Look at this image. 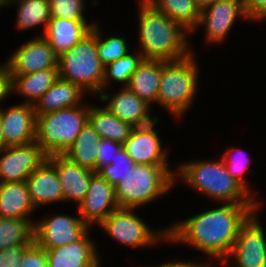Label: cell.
<instances>
[{
    "instance_id": "obj_38",
    "label": "cell",
    "mask_w": 266,
    "mask_h": 267,
    "mask_svg": "<svg viewBox=\"0 0 266 267\" xmlns=\"http://www.w3.org/2000/svg\"><path fill=\"white\" fill-rule=\"evenodd\" d=\"M29 246L20 245L0 250V267H20L25 250Z\"/></svg>"
},
{
    "instance_id": "obj_42",
    "label": "cell",
    "mask_w": 266,
    "mask_h": 267,
    "mask_svg": "<svg viewBox=\"0 0 266 267\" xmlns=\"http://www.w3.org/2000/svg\"><path fill=\"white\" fill-rule=\"evenodd\" d=\"M218 0H196L198 7L203 10Z\"/></svg>"
},
{
    "instance_id": "obj_3",
    "label": "cell",
    "mask_w": 266,
    "mask_h": 267,
    "mask_svg": "<svg viewBox=\"0 0 266 267\" xmlns=\"http://www.w3.org/2000/svg\"><path fill=\"white\" fill-rule=\"evenodd\" d=\"M178 176V177H177ZM182 179L197 192L225 204H260L256 195L250 193L227 170L224 160L212 162L197 160L181 164L175 171L174 183ZM253 194V195H252Z\"/></svg>"
},
{
    "instance_id": "obj_15",
    "label": "cell",
    "mask_w": 266,
    "mask_h": 267,
    "mask_svg": "<svg viewBox=\"0 0 266 267\" xmlns=\"http://www.w3.org/2000/svg\"><path fill=\"white\" fill-rule=\"evenodd\" d=\"M158 119L145 126L134 127L129 138L122 144L135 164L168 166V151L163 149L159 132L155 129Z\"/></svg>"
},
{
    "instance_id": "obj_34",
    "label": "cell",
    "mask_w": 266,
    "mask_h": 267,
    "mask_svg": "<svg viewBox=\"0 0 266 267\" xmlns=\"http://www.w3.org/2000/svg\"><path fill=\"white\" fill-rule=\"evenodd\" d=\"M84 0H49L50 17L86 20Z\"/></svg>"
},
{
    "instance_id": "obj_5",
    "label": "cell",
    "mask_w": 266,
    "mask_h": 267,
    "mask_svg": "<svg viewBox=\"0 0 266 267\" xmlns=\"http://www.w3.org/2000/svg\"><path fill=\"white\" fill-rule=\"evenodd\" d=\"M174 176L170 166L135 164L115 185L119 207L136 209L155 201L174 187Z\"/></svg>"
},
{
    "instance_id": "obj_21",
    "label": "cell",
    "mask_w": 266,
    "mask_h": 267,
    "mask_svg": "<svg viewBox=\"0 0 266 267\" xmlns=\"http://www.w3.org/2000/svg\"><path fill=\"white\" fill-rule=\"evenodd\" d=\"M95 22L87 23V20H68L51 17L43 37L48 41L54 53L60 56L74 47L86 34H88Z\"/></svg>"
},
{
    "instance_id": "obj_31",
    "label": "cell",
    "mask_w": 266,
    "mask_h": 267,
    "mask_svg": "<svg viewBox=\"0 0 266 267\" xmlns=\"http://www.w3.org/2000/svg\"><path fill=\"white\" fill-rule=\"evenodd\" d=\"M143 60L144 57L140 52L134 54L128 52L124 57L106 65L102 81V91L106 90L104 87L108 86L112 80L126 87L131 75Z\"/></svg>"
},
{
    "instance_id": "obj_4",
    "label": "cell",
    "mask_w": 266,
    "mask_h": 267,
    "mask_svg": "<svg viewBox=\"0 0 266 267\" xmlns=\"http://www.w3.org/2000/svg\"><path fill=\"white\" fill-rule=\"evenodd\" d=\"M194 53L179 60L162 61L157 104L178 119L190 109L197 93L199 69Z\"/></svg>"
},
{
    "instance_id": "obj_8",
    "label": "cell",
    "mask_w": 266,
    "mask_h": 267,
    "mask_svg": "<svg viewBox=\"0 0 266 267\" xmlns=\"http://www.w3.org/2000/svg\"><path fill=\"white\" fill-rule=\"evenodd\" d=\"M134 212V209L119 208L110 213L98 227L113 240L132 248H147L160 241L168 242L167 227L155 231Z\"/></svg>"
},
{
    "instance_id": "obj_26",
    "label": "cell",
    "mask_w": 266,
    "mask_h": 267,
    "mask_svg": "<svg viewBox=\"0 0 266 267\" xmlns=\"http://www.w3.org/2000/svg\"><path fill=\"white\" fill-rule=\"evenodd\" d=\"M88 122L100 138L124 143L134 126L113 115L105 106H89Z\"/></svg>"
},
{
    "instance_id": "obj_30",
    "label": "cell",
    "mask_w": 266,
    "mask_h": 267,
    "mask_svg": "<svg viewBox=\"0 0 266 267\" xmlns=\"http://www.w3.org/2000/svg\"><path fill=\"white\" fill-rule=\"evenodd\" d=\"M0 217V250L34 242V220Z\"/></svg>"
},
{
    "instance_id": "obj_19",
    "label": "cell",
    "mask_w": 266,
    "mask_h": 267,
    "mask_svg": "<svg viewBox=\"0 0 266 267\" xmlns=\"http://www.w3.org/2000/svg\"><path fill=\"white\" fill-rule=\"evenodd\" d=\"M96 248L87 232L77 242L45 250L48 267H100Z\"/></svg>"
},
{
    "instance_id": "obj_17",
    "label": "cell",
    "mask_w": 266,
    "mask_h": 267,
    "mask_svg": "<svg viewBox=\"0 0 266 267\" xmlns=\"http://www.w3.org/2000/svg\"><path fill=\"white\" fill-rule=\"evenodd\" d=\"M122 87L114 95L107 94L104 90L98 97L99 101L106 102L105 107L113 115L122 121L132 124L134 127L151 124L159 118L150 115L151 105L140 99L127 87Z\"/></svg>"
},
{
    "instance_id": "obj_10",
    "label": "cell",
    "mask_w": 266,
    "mask_h": 267,
    "mask_svg": "<svg viewBox=\"0 0 266 267\" xmlns=\"http://www.w3.org/2000/svg\"><path fill=\"white\" fill-rule=\"evenodd\" d=\"M89 226L78 215L53 214L34 223V241L44 250L80 240Z\"/></svg>"
},
{
    "instance_id": "obj_14",
    "label": "cell",
    "mask_w": 266,
    "mask_h": 267,
    "mask_svg": "<svg viewBox=\"0 0 266 267\" xmlns=\"http://www.w3.org/2000/svg\"><path fill=\"white\" fill-rule=\"evenodd\" d=\"M10 75H28L43 69L57 68L58 56L43 37H35L17 48L6 60Z\"/></svg>"
},
{
    "instance_id": "obj_2",
    "label": "cell",
    "mask_w": 266,
    "mask_h": 267,
    "mask_svg": "<svg viewBox=\"0 0 266 267\" xmlns=\"http://www.w3.org/2000/svg\"><path fill=\"white\" fill-rule=\"evenodd\" d=\"M139 44L146 60L175 61L193 51L187 39L188 31L147 0H139Z\"/></svg>"
},
{
    "instance_id": "obj_43",
    "label": "cell",
    "mask_w": 266,
    "mask_h": 267,
    "mask_svg": "<svg viewBox=\"0 0 266 267\" xmlns=\"http://www.w3.org/2000/svg\"><path fill=\"white\" fill-rule=\"evenodd\" d=\"M7 148L6 143L4 141L3 131H2V122L0 119V152Z\"/></svg>"
},
{
    "instance_id": "obj_37",
    "label": "cell",
    "mask_w": 266,
    "mask_h": 267,
    "mask_svg": "<svg viewBox=\"0 0 266 267\" xmlns=\"http://www.w3.org/2000/svg\"><path fill=\"white\" fill-rule=\"evenodd\" d=\"M20 267H48L46 251L34 241L25 250Z\"/></svg>"
},
{
    "instance_id": "obj_32",
    "label": "cell",
    "mask_w": 266,
    "mask_h": 267,
    "mask_svg": "<svg viewBox=\"0 0 266 267\" xmlns=\"http://www.w3.org/2000/svg\"><path fill=\"white\" fill-rule=\"evenodd\" d=\"M97 23V51L98 58L101 63L106 66L111 62L124 57L128 52V45L126 43L125 37L121 36H110L107 39H103L101 36V28H99Z\"/></svg>"
},
{
    "instance_id": "obj_18",
    "label": "cell",
    "mask_w": 266,
    "mask_h": 267,
    "mask_svg": "<svg viewBox=\"0 0 266 267\" xmlns=\"http://www.w3.org/2000/svg\"><path fill=\"white\" fill-rule=\"evenodd\" d=\"M47 159L56 168L63 187L64 201L72 200L79 205L86 196L91 176L95 171L79 166L63 154L49 155Z\"/></svg>"
},
{
    "instance_id": "obj_20",
    "label": "cell",
    "mask_w": 266,
    "mask_h": 267,
    "mask_svg": "<svg viewBox=\"0 0 266 267\" xmlns=\"http://www.w3.org/2000/svg\"><path fill=\"white\" fill-rule=\"evenodd\" d=\"M29 196L35 209L40 205L64 202L63 187L55 166L46 160L26 179Z\"/></svg>"
},
{
    "instance_id": "obj_1",
    "label": "cell",
    "mask_w": 266,
    "mask_h": 267,
    "mask_svg": "<svg viewBox=\"0 0 266 267\" xmlns=\"http://www.w3.org/2000/svg\"><path fill=\"white\" fill-rule=\"evenodd\" d=\"M260 204H225L167 227L168 243L187 244L209 258L224 261L242 224Z\"/></svg>"
},
{
    "instance_id": "obj_29",
    "label": "cell",
    "mask_w": 266,
    "mask_h": 267,
    "mask_svg": "<svg viewBox=\"0 0 266 267\" xmlns=\"http://www.w3.org/2000/svg\"><path fill=\"white\" fill-rule=\"evenodd\" d=\"M157 10L179 23L189 33L196 31L201 9L196 0H147Z\"/></svg>"
},
{
    "instance_id": "obj_40",
    "label": "cell",
    "mask_w": 266,
    "mask_h": 267,
    "mask_svg": "<svg viewBox=\"0 0 266 267\" xmlns=\"http://www.w3.org/2000/svg\"><path fill=\"white\" fill-rule=\"evenodd\" d=\"M10 74L7 62L0 64V104L3 103L6 97L11 94L10 92Z\"/></svg>"
},
{
    "instance_id": "obj_6",
    "label": "cell",
    "mask_w": 266,
    "mask_h": 267,
    "mask_svg": "<svg viewBox=\"0 0 266 267\" xmlns=\"http://www.w3.org/2000/svg\"><path fill=\"white\" fill-rule=\"evenodd\" d=\"M57 68L60 79L77 84L85 92H102L105 66L98 58L97 22L74 47L58 56Z\"/></svg>"
},
{
    "instance_id": "obj_13",
    "label": "cell",
    "mask_w": 266,
    "mask_h": 267,
    "mask_svg": "<svg viewBox=\"0 0 266 267\" xmlns=\"http://www.w3.org/2000/svg\"><path fill=\"white\" fill-rule=\"evenodd\" d=\"M115 186L98 172L91 176L89 188L83 201L78 205V213L89 227L99 225L110 213L119 209Z\"/></svg>"
},
{
    "instance_id": "obj_39",
    "label": "cell",
    "mask_w": 266,
    "mask_h": 267,
    "mask_svg": "<svg viewBox=\"0 0 266 267\" xmlns=\"http://www.w3.org/2000/svg\"><path fill=\"white\" fill-rule=\"evenodd\" d=\"M244 10L250 21H263L266 18V0H244Z\"/></svg>"
},
{
    "instance_id": "obj_35",
    "label": "cell",
    "mask_w": 266,
    "mask_h": 267,
    "mask_svg": "<svg viewBox=\"0 0 266 267\" xmlns=\"http://www.w3.org/2000/svg\"><path fill=\"white\" fill-rule=\"evenodd\" d=\"M239 151L236 155L231 153L233 151ZM242 149H235V147H232L224 153L222 156V159L224 160V163L227 167L228 173L235 178L237 181H239L250 193L253 192L249 189V185L246 178L244 177L245 173L247 172L248 168L250 167L249 159L246 157L245 150L244 153H242ZM239 154V155H238ZM235 156V157H234ZM248 159V160H247Z\"/></svg>"
},
{
    "instance_id": "obj_9",
    "label": "cell",
    "mask_w": 266,
    "mask_h": 267,
    "mask_svg": "<svg viewBox=\"0 0 266 267\" xmlns=\"http://www.w3.org/2000/svg\"><path fill=\"white\" fill-rule=\"evenodd\" d=\"M257 212L259 210L242 224L229 255L220 265L229 266V263L235 262V267H266V235Z\"/></svg>"
},
{
    "instance_id": "obj_23",
    "label": "cell",
    "mask_w": 266,
    "mask_h": 267,
    "mask_svg": "<svg viewBox=\"0 0 266 267\" xmlns=\"http://www.w3.org/2000/svg\"><path fill=\"white\" fill-rule=\"evenodd\" d=\"M58 79V68L43 69L28 75H10V92L24 96L22 103L34 105Z\"/></svg>"
},
{
    "instance_id": "obj_41",
    "label": "cell",
    "mask_w": 266,
    "mask_h": 267,
    "mask_svg": "<svg viewBox=\"0 0 266 267\" xmlns=\"http://www.w3.org/2000/svg\"><path fill=\"white\" fill-rule=\"evenodd\" d=\"M210 265H212L210 262L209 263H191V262H180V261H173V262H168V263H164V264H160L154 267H209ZM153 267V266H152Z\"/></svg>"
},
{
    "instance_id": "obj_7",
    "label": "cell",
    "mask_w": 266,
    "mask_h": 267,
    "mask_svg": "<svg viewBox=\"0 0 266 267\" xmlns=\"http://www.w3.org/2000/svg\"><path fill=\"white\" fill-rule=\"evenodd\" d=\"M36 115L35 141L47 155L63 154L88 122L89 105Z\"/></svg>"
},
{
    "instance_id": "obj_25",
    "label": "cell",
    "mask_w": 266,
    "mask_h": 267,
    "mask_svg": "<svg viewBox=\"0 0 266 267\" xmlns=\"http://www.w3.org/2000/svg\"><path fill=\"white\" fill-rule=\"evenodd\" d=\"M161 73L162 61L144 59L131 75L126 87L149 105L157 104Z\"/></svg>"
},
{
    "instance_id": "obj_28",
    "label": "cell",
    "mask_w": 266,
    "mask_h": 267,
    "mask_svg": "<svg viewBox=\"0 0 266 267\" xmlns=\"http://www.w3.org/2000/svg\"><path fill=\"white\" fill-rule=\"evenodd\" d=\"M99 134L87 122L79 132L75 142L63 153L70 161L79 166L96 171Z\"/></svg>"
},
{
    "instance_id": "obj_12",
    "label": "cell",
    "mask_w": 266,
    "mask_h": 267,
    "mask_svg": "<svg viewBox=\"0 0 266 267\" xmlns=\"http://www.w3.org/2000/svg\"><path fill=\"white\" fill-rule=\"evenodd\" d=\"M249 20L244 10V0H218L201 10L196 26L205 27L206 42L220 43L229 35L237 18Z\"/></svg>"
},
{
    "instance_id": "obj_16",
    "label": "cell",
    "mask_w": 266,
    "mask_h": 267,
    "mask_svg": "<svg viewBox=\"0 0 266 267\" xmlns=\"http://www.w3.org/2000/svg\"><path fill=\"white\" fill-rule=\"evenodd\" d=\"M0 119L6 146L26 145L35 141L36 114L34 105L19 103L2 109Z\"/></svg>"
},
{
    "instance_id": "obj_24",
    "label": "cell",
    "mask_w": 266,
    "mask_h": 267,
    "mask_svg": "<svg viewBox=\"0 0 266 267\" xmlns=\"http://www.w3.org/2000/svg\"><path fill=\"white\" fill-rule=\"evenodd\" d=\"M35 210L26 182H0V217L30 218Z\"/></svg>"
},
{
    "instance_id": "obj_36",
    "label": "cell",
    "mask_w": 266,
    "mask_h": 267,
    "mask_svg": "<svg viewBox=\"0 0 266 267\" xmlns=\"http://www.w3.org/2000/svg\"><path fill=\"white\" fill-rule=\"evenodd\" d=\"M98 146L96 172L101 167L111 164V159L116 157V153L122 148V143L101 138Z\"/></svg>"
},
{
    "instance_id": "obj_11",
    "label": "cell",
    "mask_w": 266,
    "mask_h": 267,
    "mask_svg": "<svg viewBox=\"0 0 266 267\" xmlns=\"http://www.w3.org/2000/svg\"><path fill=\"white\" fill-rule=\"evenodd\" d=\"M0 155V182H26L47 158L36 141L9 146Z\"/></svg>"
},
{
    "instance_id": "obj_27",
    "label": "cell",
    "mask_w": 266,
    "mask_h": 267,
    "mask_svg": "<svg viewBox=\"0 0 266 267\" xmlns=\"http://www.w3.org/2000/svg\"><path fill=\"white\" fill-rule=\"evenodd\" d=\"M17 4L16 27L29 30L43 25V36L50 20L49 1L45 0H0V7Z\"/></svg>"
},
{
    "instance_id": "obj_33",
    "label": "cell",
    "mask_w": 266,
    "mask_h": 267,
    "mask_svg": "<svg viewBox=\"0 0 266 267\" xmlns=\"http://www.w3.org/2000/svg\"><path fill=\"white\" fill-rule=\"evenodd\" d=\"M134 165L135 163L122 147L116 153V157L111 159V164L101 167L97 172L115 186Z\"/></svg>"
},
{
    "instance_id": "obj_22",
    "label": "cell",
    "mask_w": 266,
    "mask_h": 267,
    "mask_svg": "<svg viewBox=\"0 0 266 267\" xmlns=\"http://www.w3.org/2000/svg\"><path fill=\"white\" fill-rule=\"evenodd\" d=\"M85 94L77 84L59 78L34 104L35 114H46L81 105Z\"/></svg>"
}]
</instances>
